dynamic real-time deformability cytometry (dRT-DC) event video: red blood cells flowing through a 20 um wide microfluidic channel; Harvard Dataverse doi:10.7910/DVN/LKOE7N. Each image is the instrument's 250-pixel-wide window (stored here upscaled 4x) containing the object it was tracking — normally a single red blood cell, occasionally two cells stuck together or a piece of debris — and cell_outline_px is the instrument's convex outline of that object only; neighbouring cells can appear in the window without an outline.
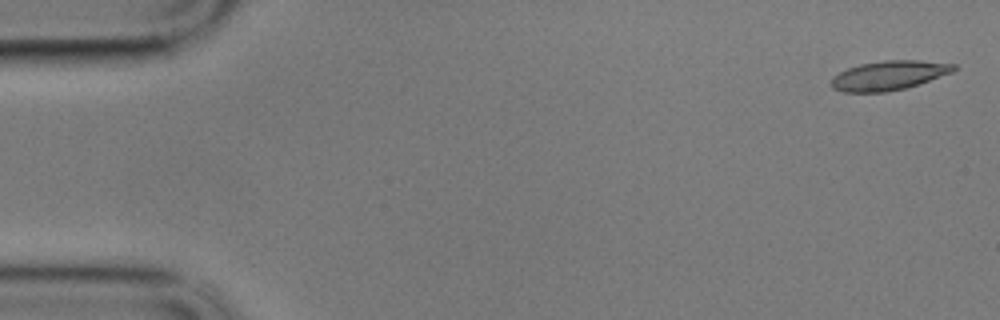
{"species": "common noctule bat (a hibernating species)", "species_latin": "Nyctalus noctula", "temperature_condition": "cold", "stored_images_in_passage": 58, "camera_frame_rate_fps": 3000, "um_per_image_px": 0.085, "animal": {"sex": "male", "body_mass_g": 17.9}, "frame": {"image": 1, "passage_image": 1, "time_ms": 0.0, "image_size_px": [1000, 320], "cell_outline_px": [[960, 68], [952, 72], [904, 88], [884, 92], [844, 92], [832, 88], [832, 76], [848, 68], [860, 64], [884, 60], [920, 60], [956, 64]], "centroid_in_image_um": [75.56, 6.4], "position_along_channel_um": 9.4, "area_um2": 20.75}}
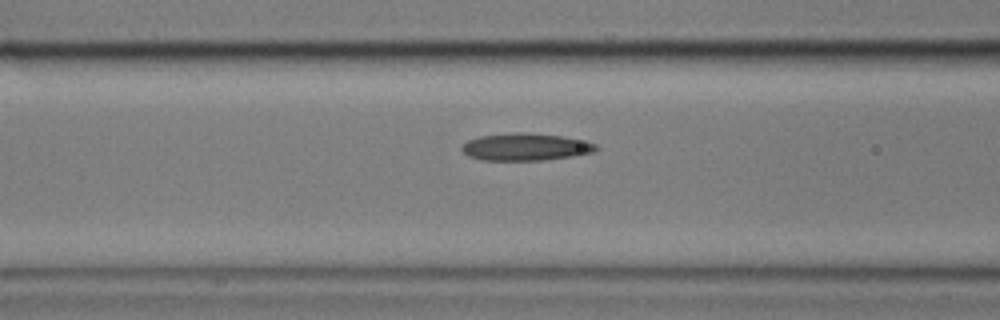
{"frame": {"image": 2, "passage_image": 22, "time_ms": 7.0, "image_size_px": [1000, 320], "cell_outline_px": [[600, 148], [592, 152], [572, 156], [540, 160], [480, 160], [468, 156], [460, 148], [468, 140], [480, 136], [512, 132], [524, 132], [560, 136], [596, 144]], "centroid_in_image_um": [44.62, 12.49], "position_along_channel_um": 122.0, "area_um2": 21.1}}
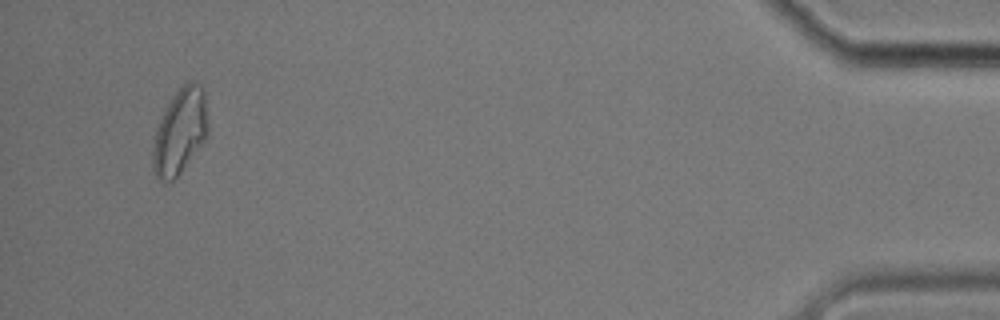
{"frame": {"image": 3, "passage_image": 55, "time_ms": 18.0, "image_size_px": [1000, 320], "cell_outline_px": [[208, 136], [180, 172], [172, 180], [160, 180], [156, 176], [152, 168], [152, 148], [156, 128], [172, 96], [184, 84], [192, 80], [200, 84], [204, 88], [208, 124]], "centroid_in_image_um": [15.3, 11.15], "position_along_channel_um": 419.9, "area_um2": 27.28}, "authors_computed_cell_mechanics": {"area_um2": 21.1259, "velocity_mm_per_s": 3.3993, "shape_relaxation_time_tau1_ms": null, "shape_relaxation_time_tau2_ms": 5.0097, "deformation_change_tau1": null, "deformation_change_tau2": 0.1318}}